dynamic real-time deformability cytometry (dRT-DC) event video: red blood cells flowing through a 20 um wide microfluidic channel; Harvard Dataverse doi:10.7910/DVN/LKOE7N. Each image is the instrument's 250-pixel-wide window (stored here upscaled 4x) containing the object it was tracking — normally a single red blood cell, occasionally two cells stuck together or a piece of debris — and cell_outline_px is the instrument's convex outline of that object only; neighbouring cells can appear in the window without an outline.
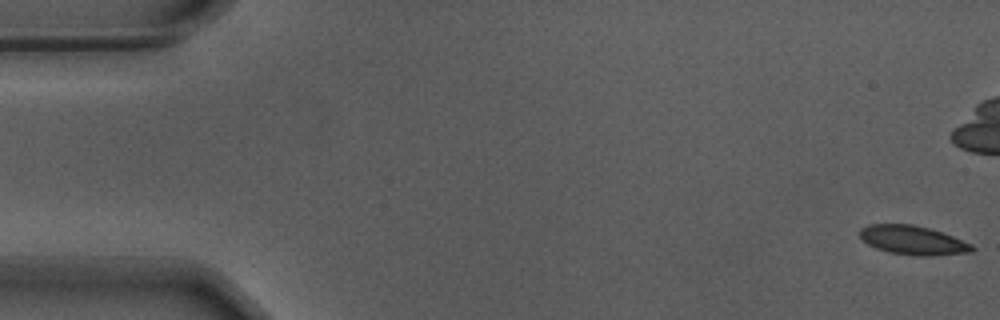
{"species": "Egyptian fruit bat (a non-hibernating species)", "species_latin": "Rousettus aegyptiacus", "temperature_condition": "warm", "stored_images_in_passage": 57, "camera_frame_rate_fps": 3000, "um_per_image_px": 0.085, "animal": {"sex": "male"}, "frame": {"image": 1, "passage_image": 1, "time_ms": 0.0, "image_size_px": [1000, 320], "cell_outline_px": [[976, 248], [972, 252], [928, 256], [920, 256], [888, 252], [876, 248], [868, 244], [860, 236], [860, 228], [868, 224], [912, 224], [928, 228], [952, 236], [972, 244]], "centroid_in_image_um": [77.59, 20.42], "position_along_channel_um": 7.4, "area_um2": 18.84}}
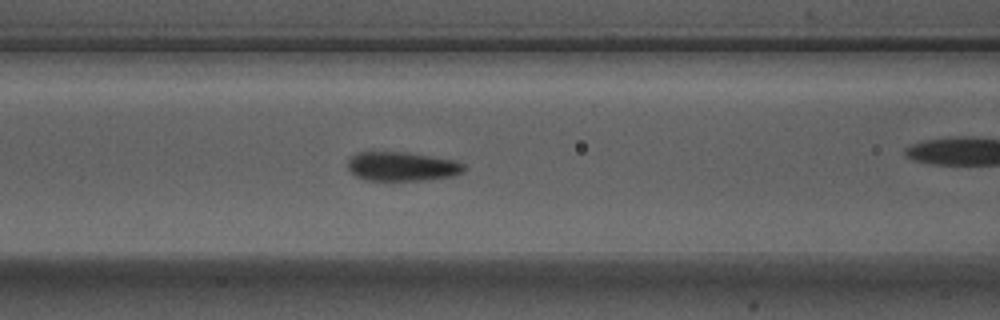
{"frame": {"image": 2, "passage_image": 23, "time_ms": 7.333, "image_size_px": [1000, 320], "cell_outline_px": [[468, 168], [464, 172], [452, 176], [428, 180], [364, 180], [356, 176], [348, 168], [348, 156], [356, 152], [408, 152], [456, 160], [464, 164]], "centroid_in_image_um": [34.19, 14.14], "position_along_channel_um": 132.4, "area_um2": 20.06}}
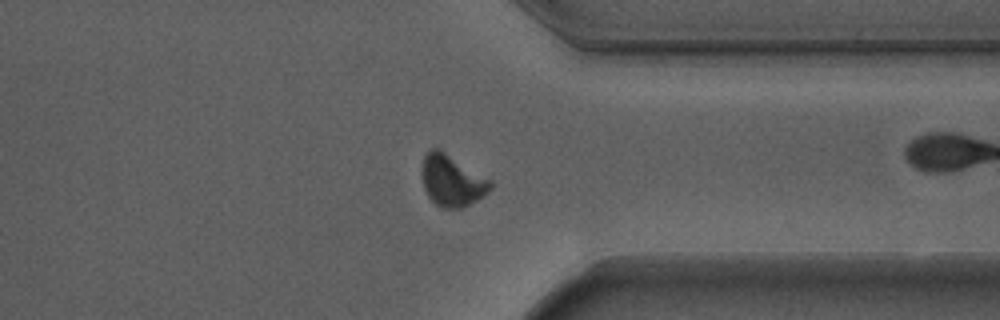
{"frame": {"image": 3, "passage_image": 43, "time_ms": 14.0, "image_size_px": [1000, 320], "cell_outline_px": [[492, 188], [488, 192], [464, 208], [440, 208], [428, 196], [424, 188], [420, 172], [420, 168], [424, 156], [432, 148], [440, 148], [492, 180]], "centroid_in_image_um": [38.4, 15.33], "position_along_channel_um": 373.0, "area_um2": 20.87}, "authors_computed_cell_mechanics": {"area_um2": 19.4786, "velocity_mm_per_s": 3.6753, "shape_relaxation_time_tau1_ms": 2.5818, "shape_relaxation_time_tau2_ms": null, "deformation_change_tau1": 0.1199, "deformation_change_tau2": null}}